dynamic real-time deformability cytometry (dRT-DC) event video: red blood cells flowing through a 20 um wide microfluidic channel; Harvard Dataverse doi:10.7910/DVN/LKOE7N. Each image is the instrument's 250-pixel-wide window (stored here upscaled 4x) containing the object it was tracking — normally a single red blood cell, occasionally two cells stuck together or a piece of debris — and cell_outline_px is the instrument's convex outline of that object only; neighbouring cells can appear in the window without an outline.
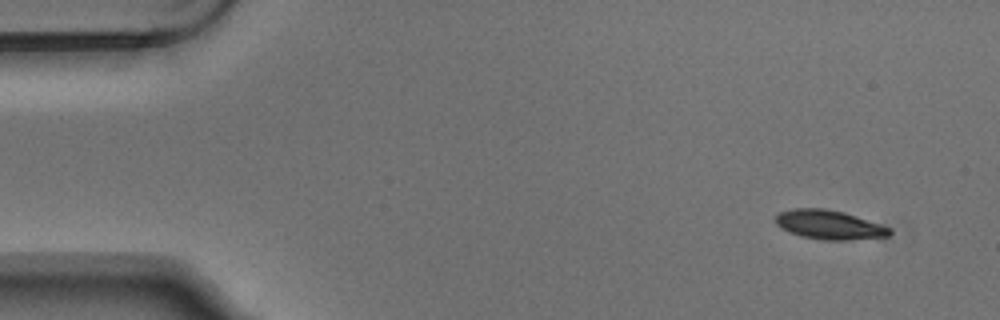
{"species": "Egyptian fruit bat (a non-hibernating species)", "species_latin": "Rousettus aegyptiacus", "temperature_condition": "warm", "stored_images_in_passage": 4, "camera_frame_rate_fps": 3000, "um_per_image_px": 0.085, "animal": {"sex": "male"}, "frame": {"image": 1, "passage_image": 1, "time_ms": 0.0, "image_size_px": [1000, 320], "cell_outline_px": [[892, 236], [848, 240], [824, 240], [800, 236], [788, 232], [780, 228], [776, 224], [776, 216], [780, 212], [792, 208], [824, 208], [844, 212], [892, 228]], "centroid_in_image_um": [70.49, 19.11], "position_along_channel_um": 14.5, "area_um2": 19.54}}
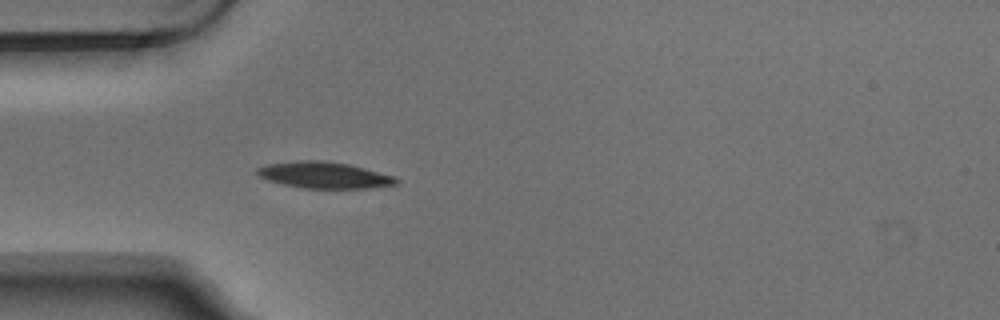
{"frame": {"image": 2, "passage_image": 4, "time_ms": 1.0, "image_size_px": [1000, 320], "cell_outline_px": [[400, 180], [396, 184], [368, 188], [300, 188], [268, 180], [260, 176], [256, 172], [256, 168], [268, 164], [296, 160], [320, 160], [348, 164], [364, 168], [392, 176]], "centroid_in_image_um": [27.52, 14.88], "position_along_channel_um": 57.5, "area_um2": 21.15}}